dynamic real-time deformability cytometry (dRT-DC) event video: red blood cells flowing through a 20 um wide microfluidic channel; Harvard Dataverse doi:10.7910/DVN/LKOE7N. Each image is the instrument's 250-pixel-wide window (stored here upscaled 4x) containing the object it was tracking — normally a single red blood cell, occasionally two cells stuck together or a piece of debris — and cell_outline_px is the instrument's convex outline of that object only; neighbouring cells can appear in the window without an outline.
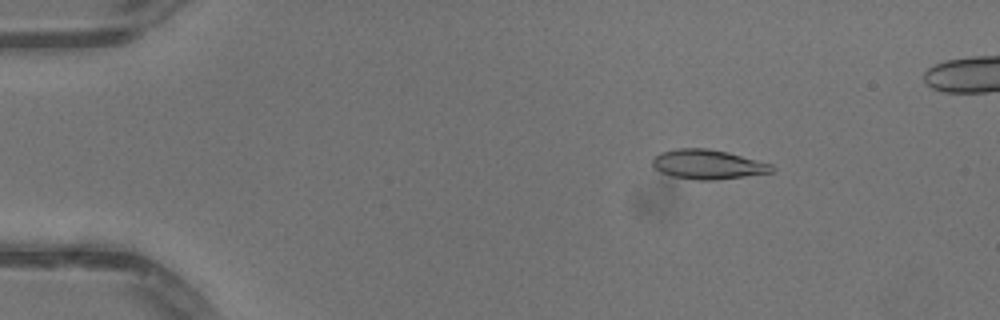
{"species": "common noctule bat (a hibernating species)", "species_latin": "Nyctalus noctula", "temperature_condition": "warm", "stored_images_in_passage": 50, "camera_frame_rate_fps": 3000, "um_per_image_px": 0.085, "animal": {"sex": "male", "body_mass_g": 13.3}, "frame": {"image": 1, "passage_image": 8, "time_ms": 2.333, "image_size_px": [1000, 320], "cell_outline_px": [[776, 168], [772, 172], [716, 180], [696, 180], [672, 176], [660, 172], [652, 164], [652, 160], [660, 152], [676, 148], [708, 148], [728, 152], [772, 164]], "centroid_in_image_um": [60.16, 13.97], "position_along_channel_um": 24.8, "area_um2": 20.52}}
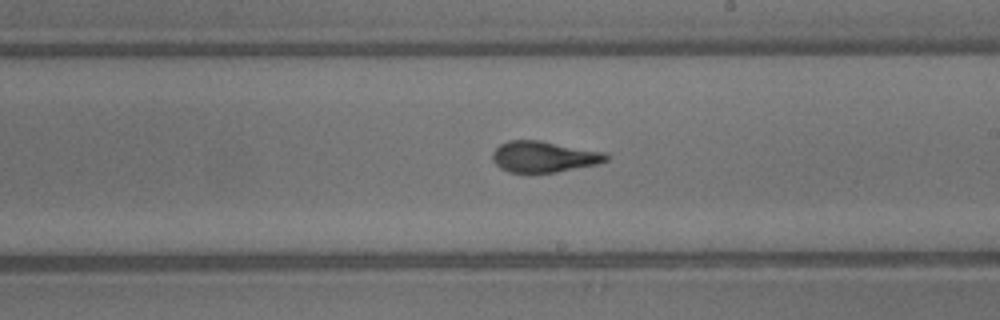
{"frame": {"image": 2, "passage_image": 30, "time_ms": 9.667, "image_size_px": [1000, 320], "cell_outline_px": [[612, 156], [608, 160], [596, 164], [556, 172], [508, 172], [500, 168], [492, 160], [492, 152], [500, 144], [508, 140], [540, 140], [608, 152]], "centroid_in_image_um": [46.26, 13.3], "position_along_channel_um": 242.7, "area_um2": 20.81}}
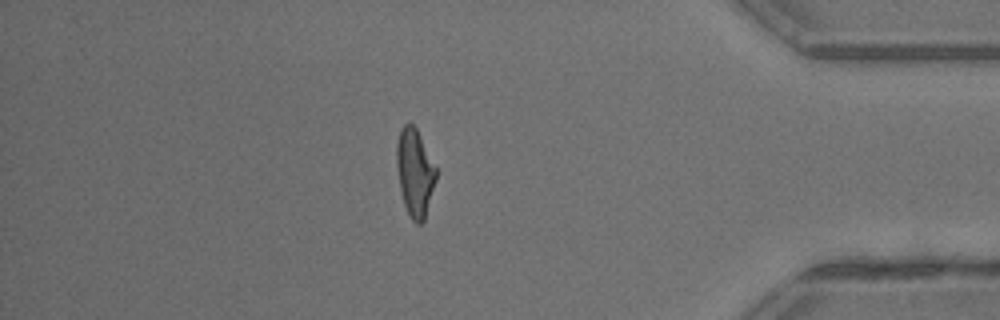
{"frame": {"image": 3, "passage_image": 44, "time_ms": 14.333, "image_size_px": [1000, 320], "cell_outline_px": [[436, 180], [424, 220], [420, 224], [416, 224], [412, 220], [404, 204], [400, 188], [396, 164], [396, 144], [400, 128], [404, 124], [412, 124], [416, 128], [436, 168]], "centroid_in_image_um": [35.24, 14.66], "position_along_channel_um": 400.0, "area_um2": 19.88}, "authors_computed_cell_mechanics": {"area_um2": 20.2011, "velocity_mm_per_s": 4.1051, "shape_relaxation_time_tau1_ms": 4.5886, "shape_relaxation_time_tau2_ms": 1.323, "deformation_change_tau1": 0.2163, "deformation_change_tau2": 0.0975}}